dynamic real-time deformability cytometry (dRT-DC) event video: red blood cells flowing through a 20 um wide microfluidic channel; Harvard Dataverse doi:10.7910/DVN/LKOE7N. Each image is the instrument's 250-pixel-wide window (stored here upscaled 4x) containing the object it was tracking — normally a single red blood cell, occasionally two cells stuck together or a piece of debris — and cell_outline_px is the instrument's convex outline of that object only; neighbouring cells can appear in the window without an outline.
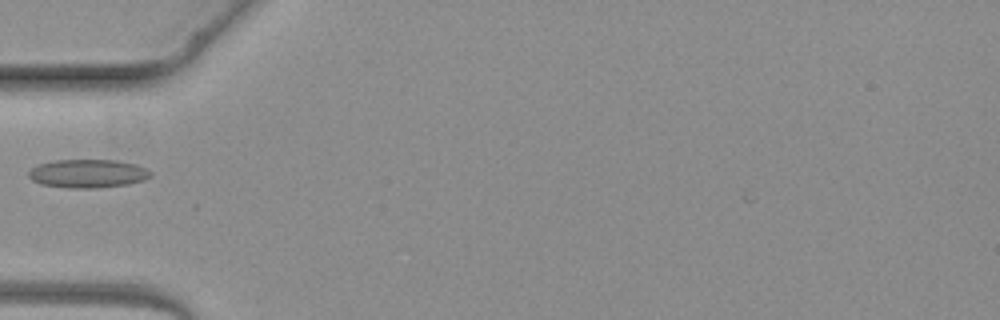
{"species": "common noctule bat (a hibernating species)", "species_latin": "Nyctalus noctula", "temperature_condition": "warm", "stored_images_in_passage": 4, "camera_frame_rate_fps": 3000, "um_per_image_px": 0.085, "animal": {"sex": "female", "body_mass_g": 19.3, "forearm_length_mm": 54.1}, "frame": {"image": 1, "passage_image": 4, "time_ms": 4.333, "image_size_px": [1000, 320], "cell_outline_px": [[152, 176], [144, 180], [128, 184], [96, 188], [68, 188], [40, 184], [32, 180], [28, 176], [28, 172], [32, 168], [40, 164], [52, 160], [116, 160], [136, 164], [152, 172]], "centroid_in_image_um": [7.46, 14.75], "position_along_channel_um": 77.5, "area_um2": 20.29}}